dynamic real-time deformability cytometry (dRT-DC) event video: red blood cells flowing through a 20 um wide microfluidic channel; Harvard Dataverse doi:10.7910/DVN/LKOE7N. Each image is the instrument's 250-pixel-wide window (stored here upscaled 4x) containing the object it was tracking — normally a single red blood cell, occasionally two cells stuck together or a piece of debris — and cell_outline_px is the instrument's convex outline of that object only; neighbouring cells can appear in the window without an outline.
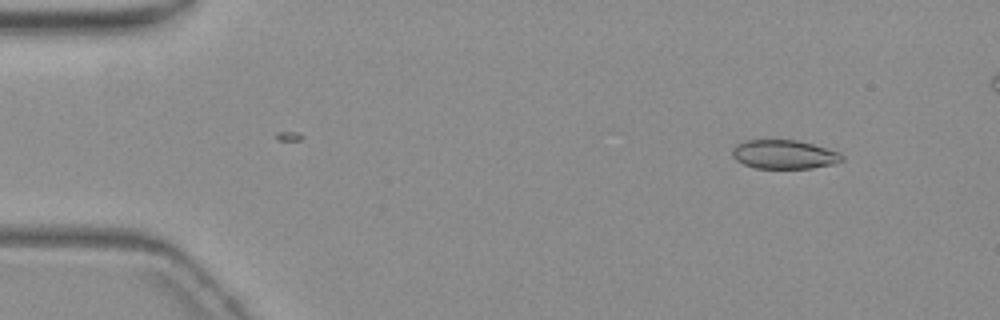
{"species": "common noctule bat (a hibernating species)", "species_latin": "Nyctalus noctula", "temperature_condition": "warm", "stored_images_in_passage": 4, "camera_frame_rate_fps": 3000, "um_per_image_px": 0.085, "animal": {"sex": "female", "body_mass_g": 19.3, "forearm_length_mm": 54.1}, "frame": {"image": 1, "passage_image": 1, "time_ms": 0.0, "image_size_px": [1000, 320], "cell_outline_px": [[844, 160], [832, 164], [812, 168], [756, 168], [744, 164], [736, 160], [732, 156], [732, 148], [736, 144], [744, 140], [796, 140], [812, 144], [840, 152], [844, 156]], "centroid_in_image_um": [66.64, 13.12], "position_along_channel_um": 18.4, "area_um2": 18.5}}